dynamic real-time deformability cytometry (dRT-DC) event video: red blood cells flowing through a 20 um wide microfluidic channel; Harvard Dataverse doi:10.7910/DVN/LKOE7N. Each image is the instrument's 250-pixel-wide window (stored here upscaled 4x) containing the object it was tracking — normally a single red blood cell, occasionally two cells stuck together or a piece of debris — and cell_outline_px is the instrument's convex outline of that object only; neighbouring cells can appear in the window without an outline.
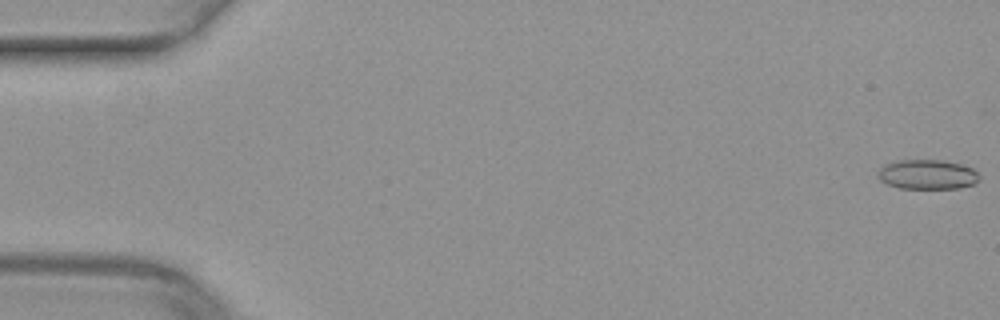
{"species": "common noctule bat (a hibernating species)", "species_latin": "Nyctalus noctula", "temperature_condition": "warm", "stored_images_in_passage": 12, "camera_frame_rate_fps": 3000, "um_per_image_px": 0.085, "animal": {"sex": "female", "body_mass_g": 29.2, "forearm_length_mm": 56.3}, "frame": {"image": 1, "passage_image": 1, "time_ms": 0.0, "image_size_px": [1000, 320], "cell_outline_px": [[980, 176], [972, 184], [960, 188], [900, 188], [888, 184], [880, 180], [876, 176], [876, 172], [884, 164], [896, 160], [940, 160], [960, 164], [972, 168]], "centroid_in_image_um": [78.76, 14.82], "position_along_channel_um": 6.2, "area_um2": 17.46}}